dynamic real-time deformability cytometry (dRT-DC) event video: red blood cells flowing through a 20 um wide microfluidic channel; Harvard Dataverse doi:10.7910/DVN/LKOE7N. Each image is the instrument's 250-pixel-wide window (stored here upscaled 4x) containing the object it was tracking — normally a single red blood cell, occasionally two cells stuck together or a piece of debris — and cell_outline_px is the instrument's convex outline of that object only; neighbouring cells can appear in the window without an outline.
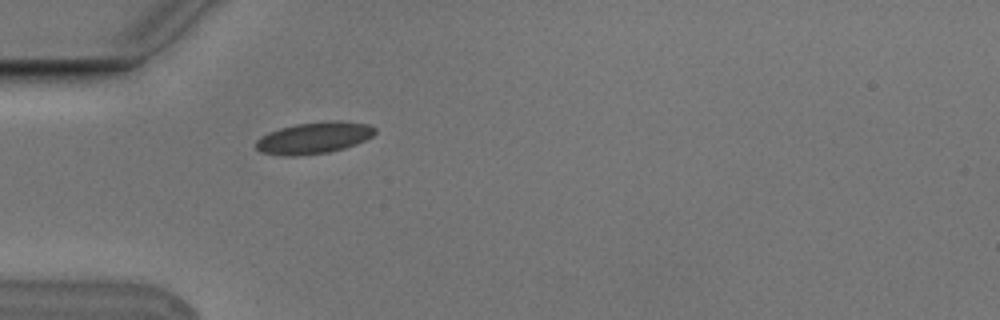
{"species": "Egyptian fruit bat (a non-hibernating species)", "species_latin": "Rousettus aegyptiacus", "temperature_condition": "cold", "stored_images_in_passage": 1, "camera_frame_rate_fps": 3000, "um_per_image_px": 0.085, "animal": {"sex": "male"}, "frame": {"image": 1, "passage_image": 1, "time_ms": 0.0, "image_size_px": [1000, 320], "cell_outline_px": [[376, 132], [372, 136], [356, 144], [344, 148], [328, 152], [300, 156], [280, 156], [260, 152], [256, 148], [256, 140], [268, 132], [280, 128], [296, 124], [336, 120], [340, 120], [368, 124], [376, 128]], "centroid_in_image_um": [26.67, 11.72], "position_along_channel_um": 58.3, "area_um2": 22.02}}